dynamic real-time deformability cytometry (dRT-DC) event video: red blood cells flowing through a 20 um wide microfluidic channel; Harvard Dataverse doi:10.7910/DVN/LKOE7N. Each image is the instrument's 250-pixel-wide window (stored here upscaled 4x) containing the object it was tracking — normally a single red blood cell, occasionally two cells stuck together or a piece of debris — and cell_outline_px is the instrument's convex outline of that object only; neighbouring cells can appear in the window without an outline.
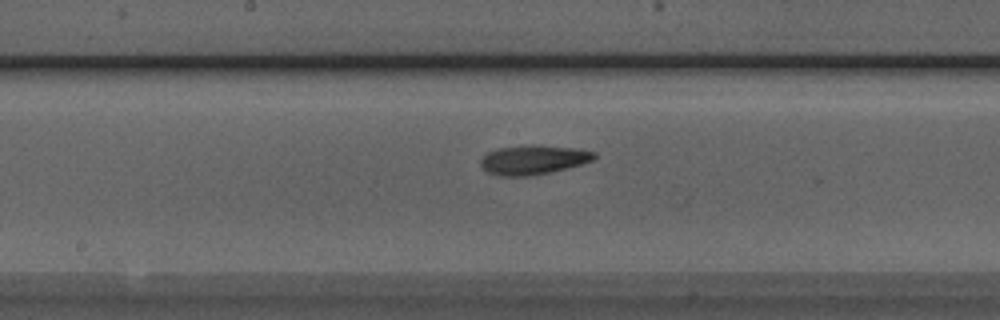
{"species": "Egyptian fruit bat (a non-hibernating species)", "species_latin": "Rousettus aegyptiacus", "temperature_condition": "room temperature", "stored_images_in_passage": 29, "camera_frame_rate_fps": 3000, "um_per_image_px": 0.085, "animal": {"sex": "male"}, "frame": {"image": 1, "passage_image": 14, "time_ms": 4.333, "image_size_px": [1000, 320], "cell_outline_px": [[596, 156], [592, 160], [580, 164], [532, 176], [496, 176], [488, 172], [480, 164], [480, 160], [488, 152], [496, 148], [528, 144], [536, 144], [576, 148], [596, 152]], "centroid_in_image_um": [45.3, 13.56], "position_along_channel_um": 202.9, "area_um2": 19.48}}
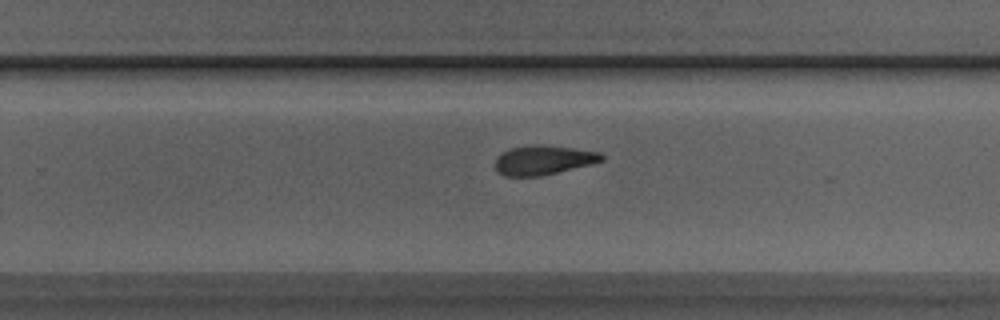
{"frame": {"image": 2, "passage_image": 20, "time_ms": 6.333, "image_size_px": [1000, 320], "cell_outline_px": [[604, 160], [592, 164], [540, 176], [504, 176], [496, 168], [496, 156], [500, 152], [508, 148], [532, 144], [540, 144], [572, 148], [600, 152], [604, 156]], "centroid_in_image_um": [46.17, 13.59], "position_along_channel_um": 283.6, "area_um2": 18.32}}
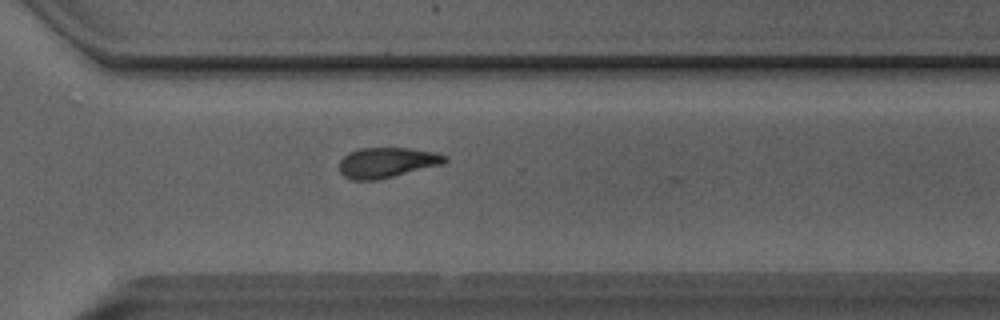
{"frame": {"image": 3, "passage_image": 24, "time_ms": 7.667, "image_size_px": [1000, 320], "cell_outline_px": [[448, 160], [440, 164], [376, 180], [352, 180], [344, 176], [340, 172], [340, 160], [348, 152], [360, 148], [408, 148], [436, 152], [448, 156]], "centroid_in_image_um": [32.86, 13.8], "position_along_channel_um": 337.7, "area_um2": 18.38}}